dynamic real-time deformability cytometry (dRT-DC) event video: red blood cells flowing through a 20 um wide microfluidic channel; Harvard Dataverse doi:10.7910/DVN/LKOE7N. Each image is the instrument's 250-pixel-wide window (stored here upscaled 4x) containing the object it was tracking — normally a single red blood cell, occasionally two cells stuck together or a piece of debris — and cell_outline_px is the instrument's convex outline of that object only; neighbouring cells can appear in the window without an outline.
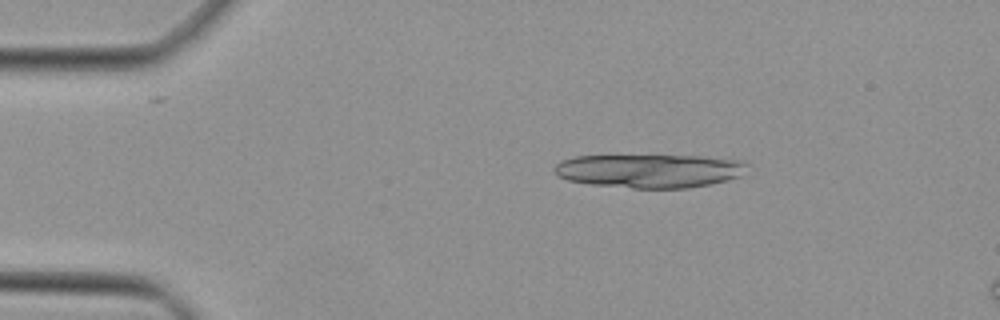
{"species": "Egyptian fruit bat (a non-hibernating species)", "species_latin": "Rousettus aegyptiacus", "temperature_condition": "cold", "stored_images_in_passage": 8, "camera_frame_rate_fps": 3000, "um_per_image_px": 0.085, "animal": {"sex": "female"}, "frame": {"image": 1, "passage_image": 2, "time_ms": 0.333, "image_size_px": [1000, 320], "cell_outline_px": [[748, 164], [740, 176], [728, 180], [712, 184], [688, 188], [632, 188], [588, 184], [568, 180], [552, 172], [552, 168], [560, 160], [576, 156], [700, 156], [736, 160]], "centroid_in_image_um": [55.15, 14.53], "position_along_channel_um": 29.8, "area_um2": 37.74}}